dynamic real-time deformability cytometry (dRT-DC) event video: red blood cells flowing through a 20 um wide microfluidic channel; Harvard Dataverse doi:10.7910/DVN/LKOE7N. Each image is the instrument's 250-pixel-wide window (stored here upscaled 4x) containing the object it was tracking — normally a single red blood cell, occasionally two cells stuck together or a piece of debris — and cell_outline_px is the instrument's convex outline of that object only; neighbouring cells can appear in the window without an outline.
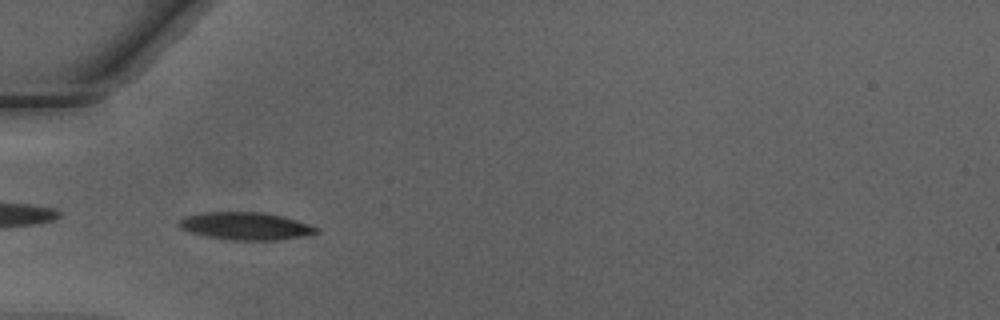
{"species": "Egyptian fruit bat (a non-hibernating species)", "species_latin": "Rousettus aegyptiacus", "temperature_condition": "warm", "stored_images_in_passage": 46, "camera_frame_rate_fps": 3000, "um_per_image_px": 0.085, "animal": {"sex": "male"}, "frame": {"image": 1, "passage_image": 14, "time_ms": 4.333, "image_size_px": [1000, 320], "cell_outline_px": [[320, 232], [300, 236], [276, 240], [232, 240], [204, 236], [192, 232], [184, 228], [180, 224], [180, 220], [188, 216], [200, 212], [264, 212], [284, 216], [320, 228]], "centroid_in_image_um": [20.93, 19.21], "position_along_channel_um": 64.1, "area_um2": 21.79}}
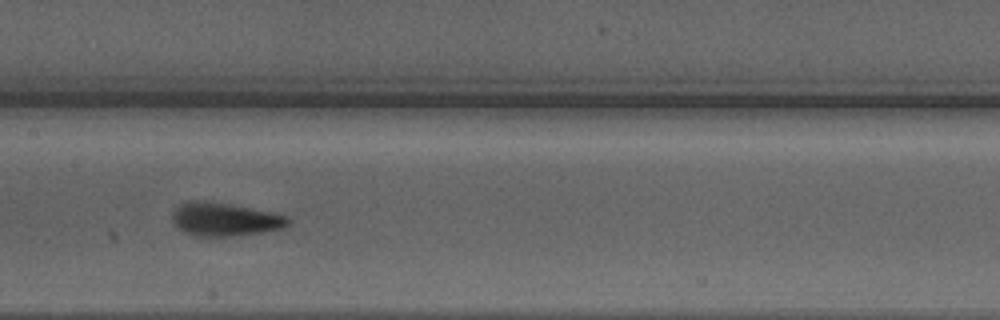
{"frame": {"image": 2, "passage_image": 23, "time_ms": 7.333, "image_size_px": [1000, 320], "cell_outline_px": [[292, 220], [284, 228], [260, 232], [232, 236], [192, 236], [176, 228], [172, 224], [172, 216], [176, 208], [180, 204], [188, 200], [200, 200], [232, 204], [268, 212], [284, 216]], "centroid_in_image_um": [19.03, 18.65], "position_along_channel_um": 188.4, "area_um2": 22.48}}
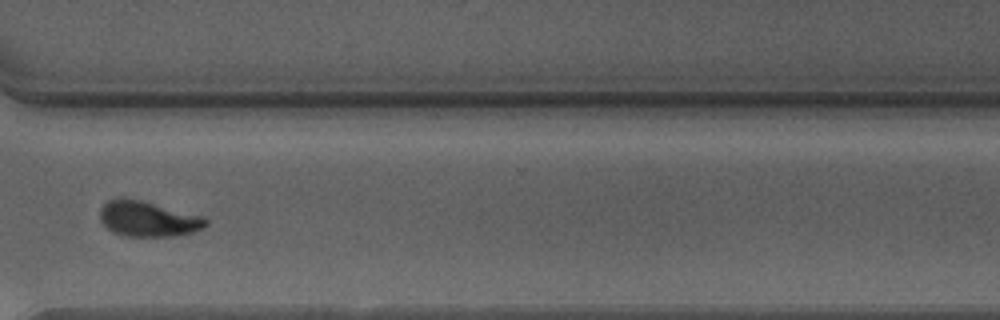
{"frame": {"image": 3, "passage_image": 35, "time_ms": 11.333, "image_size_px": [1000, 320], "cell_outline_px": [[208, 224], [204, 228], [192, 232], [172, 236], [128, 236], [112, 232], [100, 220], [100, 208], [108, 200], [120, 196], [124, 196], [204, 216], [208, 220]], "centroid_in_image_um": [12.57, 18.58], "position_along_channel_um": 358.0, "area_um2": 21.96}, "authors_computed_cell_mechanics": {"area_um2": 21.4727, "velocity_mm_per_s": 4.2471, "shape_relaxation_time_tau1_ms": 2.2541, "shape_relaxation_time_tau2_ms": 0.8404, "deformation_change_tau1": 0.1365, "deformation_change_tau2": 0.0638}}